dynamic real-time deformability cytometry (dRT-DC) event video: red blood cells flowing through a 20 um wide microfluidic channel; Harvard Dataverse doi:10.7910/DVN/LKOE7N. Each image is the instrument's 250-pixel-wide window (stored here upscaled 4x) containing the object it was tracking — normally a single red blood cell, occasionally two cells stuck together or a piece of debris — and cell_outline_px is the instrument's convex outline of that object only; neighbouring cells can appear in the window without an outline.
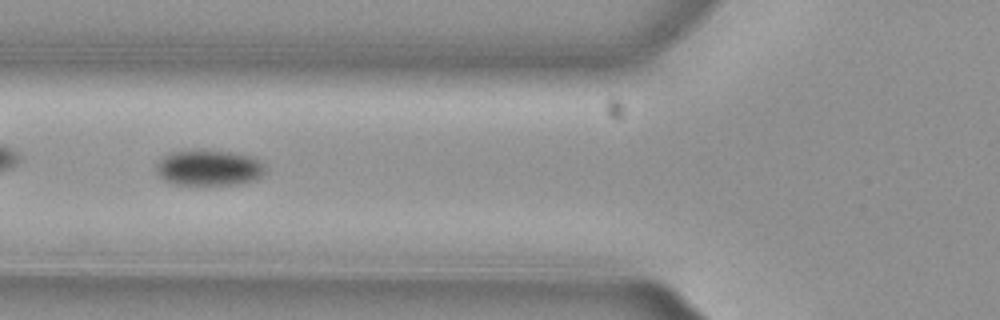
{"species": "common noctule bat (a hibernating species)", "species_latin": "Nyctalus noctula", "temperature_condition": "cold", "stored_images_in_passage": 49, "camera_frame_rate_fps": 3000, "um_per_image_px": 0.085, "animal": {"sex": "female", "body_mass_g": 29.2, "forearm_length_mm": 56.3}, "frame": {"image": 1, "passage_image": 15, "time_ms": 4.667, "image_size_px": [1000, 320], "cell_outline_px": [[264, 172], [256, 180], [240, 184], [176, 184], [164, 180], [156, 172], [156, 164], [164, 156], [172, 152], [196, 148], [200, 148], [228, 152], [252, 156], [264, 164]], "centroid_in_image_um": [17.74, 14.24], "position_along_channel_um": 108.1, "area_um2": 22.89}}
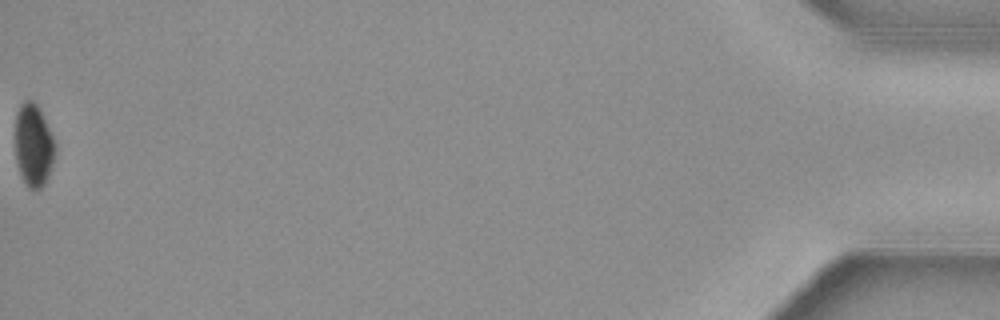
{"frame": {"image": 2, "passage_image": 49, "time_ms": 16.0, "image_size_px": [1000, 320], "cell_outline_px": [[56, 152], [48, 176], [44, 184], [36, 192], [28, 188], [20, 176], [16, 160], [16, 112], [20, 104], [24, 100], [32, 100], [36, 104], [56, 144]], "centroid_in_image_um": [2.84, 12.4], "position_along_channel_um": 432.4, "area_um2": 19.19}, "authors_computed_cell_mechanics": {"area_um2": 22.6576, "velocity_mm_per_s": 3.8218, "shape_relaxation_time_tau1_ms": 3.05, "shape_relaxation_time_tau2_ms": 6.1166, "deformation_change_tau1": 0.0547, "deformation_change_tau2": 0.0565}}